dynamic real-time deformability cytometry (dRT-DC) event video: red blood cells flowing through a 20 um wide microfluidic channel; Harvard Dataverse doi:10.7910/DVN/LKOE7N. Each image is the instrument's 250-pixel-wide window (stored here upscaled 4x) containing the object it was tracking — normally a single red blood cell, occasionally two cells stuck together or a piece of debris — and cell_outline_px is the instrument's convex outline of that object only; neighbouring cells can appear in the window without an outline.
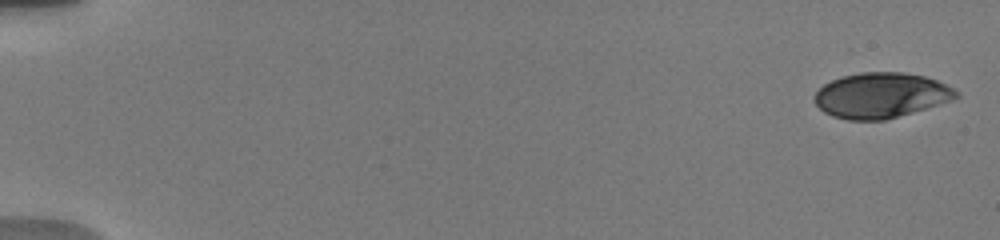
{"species": "human", "species_latin": "Homo sapiens", "temperature_condition": "warm", "stored_images_in_passage": 17, "camera_frame_rate_fps": 3000, "um_per_image_px": 0.085, "donor": {"sex": "male"}, "frame": {"image": 1, "passage_image": 1, "time_ms": 0.0, "image_size_px": [1000, 240], "cell_outline_px": [[960, 96], [952, 100], [912, 112], [884, 120], [848, 120], [832, 116], [824, 112], [816, 104], [816, 92], [824, 84], [840, 76], [860, 72], [904, 72], [924, 76], [936, 80], [960, 92]], "centroid_in_image_um": [74.88, 8.09], "position_along_channel_um": 10.1, "area_um2": 37.17}}
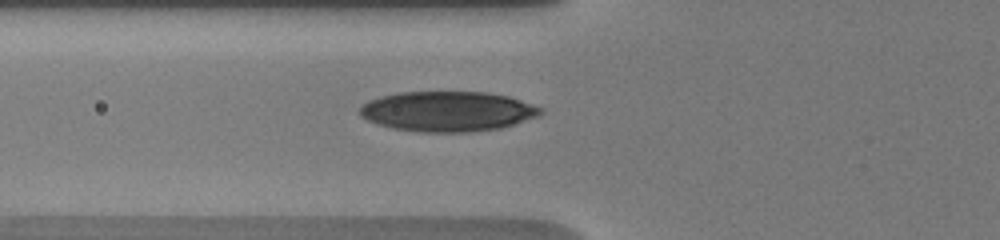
{"frame": {"image": 2, "passage_image": 14, "time_ms": 6.667, "image_size_px": [1000, 240], "cell_outline_px": [[544, 112], [540, 116], [500, 128], [468, 132], [420, 132], [392, 128], [368, 120], [360, 116], [360, 104], [368, 100], [380, 96], [400, 92], [488, 92], [508, 96], [544, 108]], "centroid_in_image_um": [38.05, 9.46], "position_along_channel_um": 87.7, "area_um2": 42.43}}
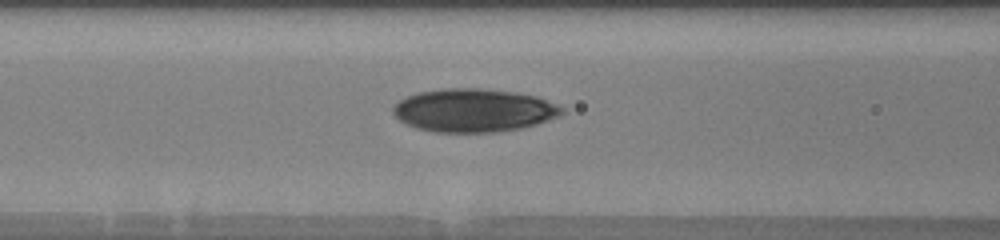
{"frame": {"image": 3, "passage_image": 17, "time_ms": 7.667, "image_size_px": [1000, 240], "cell_outline_px": [[564, 112], [560, 116], [536, 124], [520, 128], [492, 132], [436, 132], [416, 128], [400, 120], [392, 112], [392, 108], [400, 100], [408, 96], [420, 92], [444, 88], [480, 88], [516, 92], [536, 96], [556, 104], [564, 108]], "centroid_in_image_um": [40.28, 9.37], "position_along_channel_um": 126.3, "area_um2": 42.31}}